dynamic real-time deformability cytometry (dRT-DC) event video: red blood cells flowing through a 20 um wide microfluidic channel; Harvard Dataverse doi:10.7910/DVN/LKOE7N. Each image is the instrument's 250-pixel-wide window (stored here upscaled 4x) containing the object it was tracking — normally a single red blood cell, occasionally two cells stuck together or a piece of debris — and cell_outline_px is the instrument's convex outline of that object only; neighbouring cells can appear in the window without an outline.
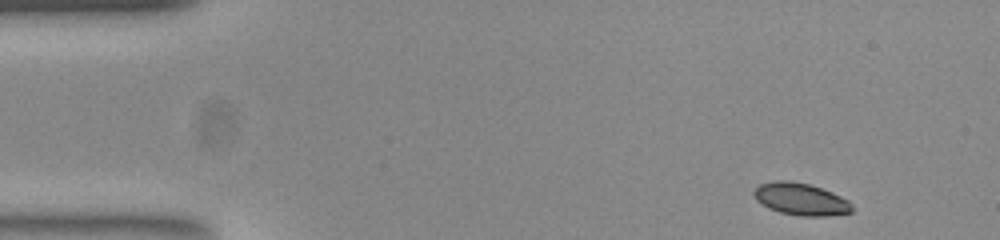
{"species": "common noctule bat (a hibernating species)", "species_latin": "Nyctalus noctula", "temperature_condition": "room temperature", "stored_images_in_passage": 49, "camera_frame_rate_fps": 3000, "um_per_image_px": 0.085, "animal": {"sex": "female", "body_mass_g": 23.0, "forearm_length_mm": 53.4}, "frame": {"image": 1, "passage_image": 1, "time_ms": 0.0, "image_size_px": [1000, 240], "cell_outline_px": [[852, 212], [828, 216], [800, 216], [780, 212], [768, 208], [756, 200], [752, 192], [760, 184], [776, 180], [788, 180], [808, 184], [832, 192], [848, 200], [852, 204]], "centroid_in_image_um": [68.06, 16.93], "position_along_channel_um": 16.9, "area_um2": 18.38}}
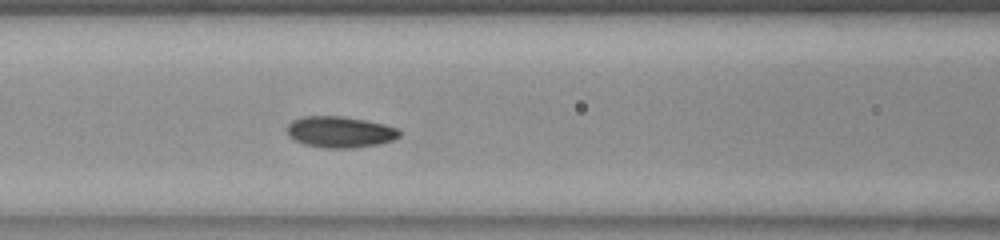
{"frame": {"image": 2, "passage_image": 18, "time_ms": 5.667, "image_size_px": [1000, 240], "cell_outline_px": [[400, 136], [392, 140], [376, 144], [352, 148], [324, 148], [304, 144], [288, 136], [288, 124], [292, 120], [308, 116], [340, 116], [364, 120], [384, 124], [396, 128], [400, 132]], "centroid_in_image_um": [28.88, 11.22], "position_along_channel_um": 137.7, "area_um2": 20.17}}
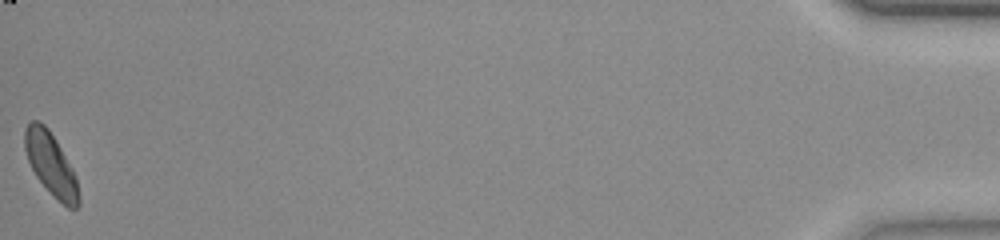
{"frame": {"image": 3, "passage_image": 49, "time_ms": 16.0, "image_size_px": [1000, 240], "cell_outline_px": [[80, 204], [76, 208], [68, 208], [36, 176], [28, 160], [24, 148], [24, 128], [32, 120], [36, 120], [44, 124], [48, 128], [56, 140], [72, 168], [76, 176], [80, 200]], "centroid_in_image_um": [4.32, 13.91], "position_along_channel_um": 430.9, "area_um2": 19.25}, "authors_computed_cell_mechanics": {"area_um2": 19.2474, "velocity_mm_per_s": 3.8422, "shape_relaxation_time_tau1_ms": 2.9918, "shape_relaxation_time_tau2_ms": 4.7316, "deformation_change_tau1": 0.1017, "deformation_change_tau2": 0.0849}}